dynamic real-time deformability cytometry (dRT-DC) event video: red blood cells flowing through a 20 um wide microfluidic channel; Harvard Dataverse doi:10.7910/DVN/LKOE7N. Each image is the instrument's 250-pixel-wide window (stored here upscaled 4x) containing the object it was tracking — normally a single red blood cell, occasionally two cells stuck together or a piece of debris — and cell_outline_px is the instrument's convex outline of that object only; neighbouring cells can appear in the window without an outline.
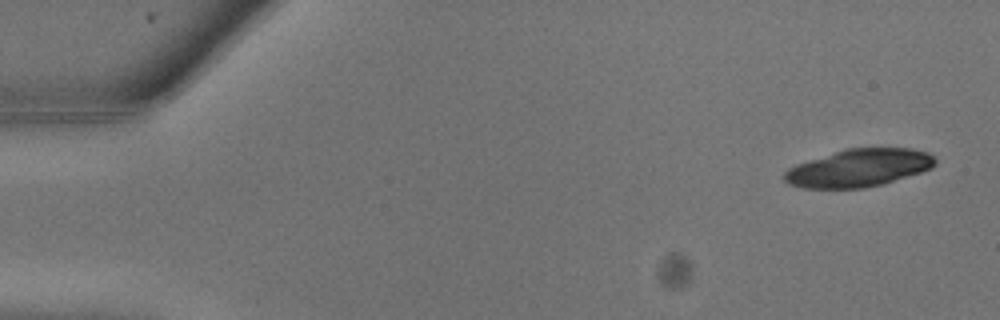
{"species": "common noctule bat (a hibernating species)", "species_latin": "Nyctalus noctula", "temperature_condition": "warm", "stored_images_in_passage": 15, "camera_frame_rate_fps": 3000, "um_per_image_px": 0.085, "animal": {"sex": "male", "body_mass_g": 13.3}, "frame": {"image": 1, "passage_image": 1, "time_ms": 0.0, "image_size_px": [1000, 320], "cell_outline_px": [[936, 164], [932, 168], [920, 172], [880, 184], [864, 188], [804, 188], [788, 184], [784, 180], [784, 172], [788, 168], [796, 164], [848, 148], [912, 148], [928, 152], [936, 160]], "centroid_in_image_um": [72.99, 14.27], "position_along_channel_um": 12.0, "area_um2": 32.83}}
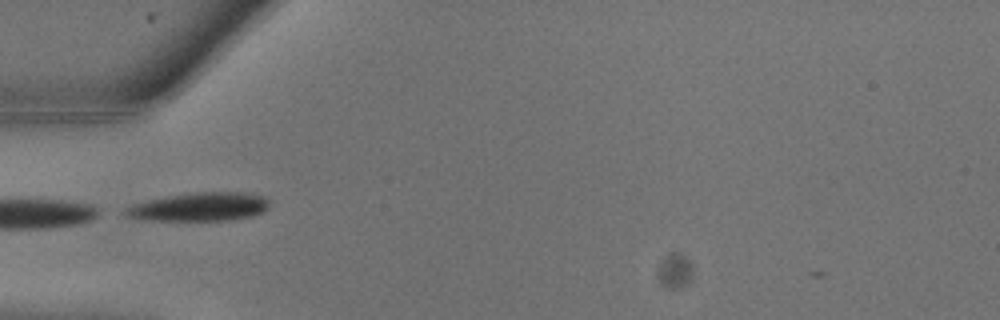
{"frame": {"image": 2, "passage_image": 8, "time_ms": 2.333, "image_size_px": [1000, 320], "cell_outline_px": [[268, 208], [252, 216], [228, 220], [148, 220], [124, 216], [124, 212], [132, 204], [148, 200], [168, 196], [196, 192], [244, 192], [260, 196], [268, 200]], "centroid_in_image_um": [16.94, 17.58], "position_along_channel_um": 68.1, "area_um2": 23.58}}
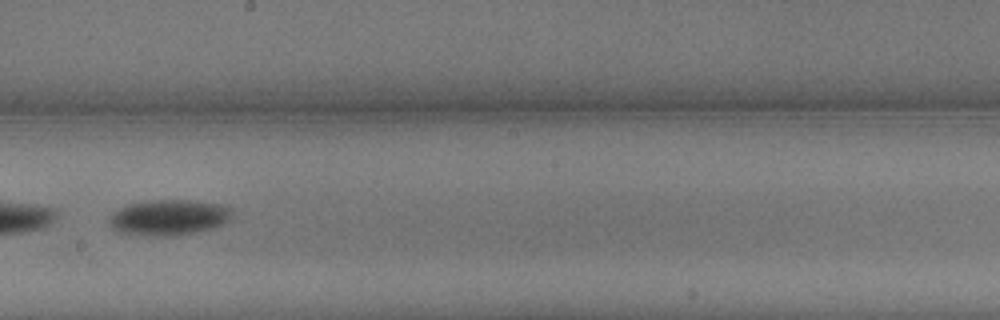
{"frame": {"image": 3, "passage_image": 14, "time_ms": 4.333, "image_size_px": [1000, 320], "cell_outline_px": [[232, 216], [224, 224], [216, 228], [176, 236], [144, 236], [116, 232], [108, 224], [108, 216], [112, 212], [128, 204], [152, 200], [196, 200], [224, 204], [232, 208]], "centroid_in_image_um": [14.35, 18.49], "position_along_channel_um": 233.8, "area_um2": 26.3}}